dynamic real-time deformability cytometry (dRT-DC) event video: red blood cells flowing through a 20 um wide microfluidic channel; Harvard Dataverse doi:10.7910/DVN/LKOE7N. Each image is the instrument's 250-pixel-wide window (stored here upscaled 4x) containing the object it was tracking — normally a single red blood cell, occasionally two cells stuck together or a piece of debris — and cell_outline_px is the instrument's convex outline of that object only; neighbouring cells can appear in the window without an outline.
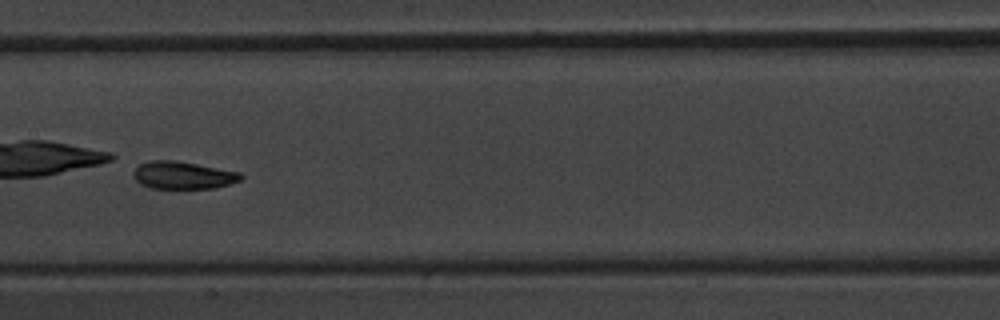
{"species": "common noctule bat (a hibernating species)", "species_latin": "Nyctalus noctula", "temperature_condition": "warm", "stored_images_in_passage": 45, "camera_frame_rate_fps": 3000, "um_per_image_px": 0.085, "animal": {"sex": "male", "body_mass_g": 20.1, "forearm_length_mm": 53.5}, "frame": {"image": 1, "passage_image": 20, "time_ms": 6.333, "image_size_px": [1000, 320], "cell_outline_px": [[244, 176], [240, 180], [216, 188], [152, 188], [140, 184], [132, 176], [132, 172], [140, 164], [148, 160], [176, 160], [240, 172]], "centroid_in_image_um": [15.53, 14.89], "position_along_channel_um": 191.9, "area_um2": 17.28}, "authors_computed_cell_mechanics": {"area_um2": 18.3804, "velocity_mm_per_s": 3.7683, "shape_relaxation_time_tau1_ms": 2.7761, "shape_relaxation_time_tau2_ms": 5.2288, "deformation_change_tau1": 0.2385, "deformation_change_tau2": 0.0919}}